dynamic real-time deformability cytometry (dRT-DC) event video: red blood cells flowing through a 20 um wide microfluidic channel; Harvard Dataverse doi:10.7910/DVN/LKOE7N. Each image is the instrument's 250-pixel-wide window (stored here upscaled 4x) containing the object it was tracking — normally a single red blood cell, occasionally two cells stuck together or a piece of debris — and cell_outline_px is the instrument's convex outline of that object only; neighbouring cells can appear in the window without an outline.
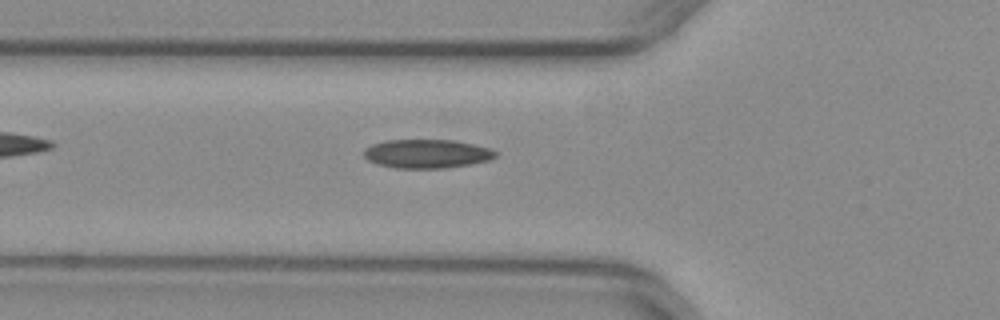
{"species": "common noctule bat (a hibernating species)", "species_latin": "Nyctalus noctula", "temperature_condition": "warm", "stored_images_in_passage": 31, "camera_frame_rate_fps": 3000, "um_per_image_px": 0.085, "animal": {"sex": "female", "body_mass_g": 29.2, "forearm_length_mm": 56.3}, "frame": {"image": 1, "passage_image": 7, "time_ms": 2.0, "image_size_px": [1000, 320], "cell_outline_px": [[496, 156], [492, 160], [444, 168], [396, 168], [380, 164], [368, 160], [364, 156], [364, 148], [372, 144], [384, 140], [452, 140], [472, 144], [488, 148], [496, 152]], "centroid_in_image_um": [36.26, 13.06], "position_along_channel_um": 89.5, "area_um2": 21.91}}
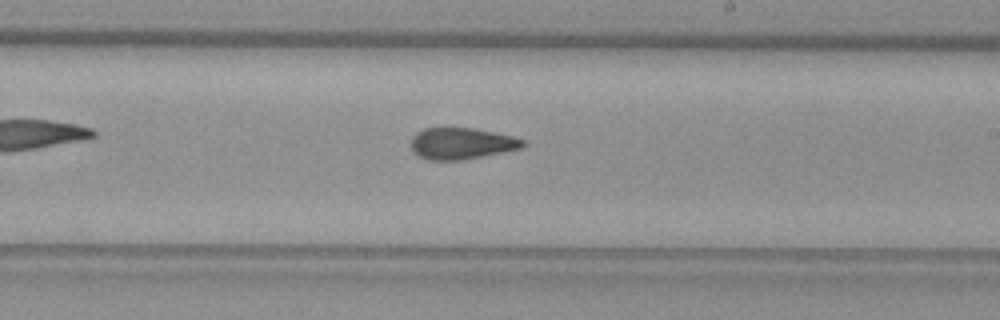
{"frame": {"image": 2, "passage_image": 19, "time_ms": 6.0, "image_size_px": [1000, 320], "cell_outline_px": [[528, 144], [520, 148], [464, 160], [428, 160], [416, 156], [412, 152], [412, 136], [416, 132], [424, 128], [472, 128], [512, 136], [524, 140]], "centroid_in_image_um": [39.19, 12.2], "position_along_channel_um": 249.8, "area_um2": 20.52}}
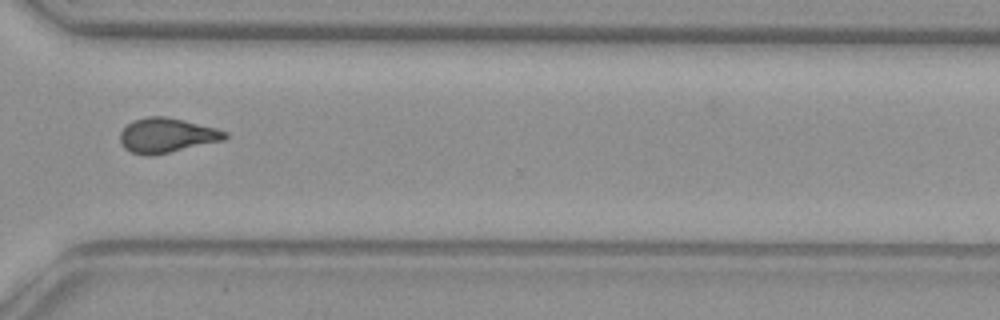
{"frame": {"image": 3, "passage_image": 27, "time_ms": 8.667, "image_size_px": [1000, 320], "cell_outline_px": [[228, 136], [224, 140], [152, 156], [144, 156], [132, 152], [124, 148], [120, 144], [120, 132], [132, 120], [148, 116], [168, 116], [216, 128], [228, 132]], "centroid_in_image_um": [14.16, 11.5], "position_along_channel_um": 356.4, "area_um2": 21.33}}